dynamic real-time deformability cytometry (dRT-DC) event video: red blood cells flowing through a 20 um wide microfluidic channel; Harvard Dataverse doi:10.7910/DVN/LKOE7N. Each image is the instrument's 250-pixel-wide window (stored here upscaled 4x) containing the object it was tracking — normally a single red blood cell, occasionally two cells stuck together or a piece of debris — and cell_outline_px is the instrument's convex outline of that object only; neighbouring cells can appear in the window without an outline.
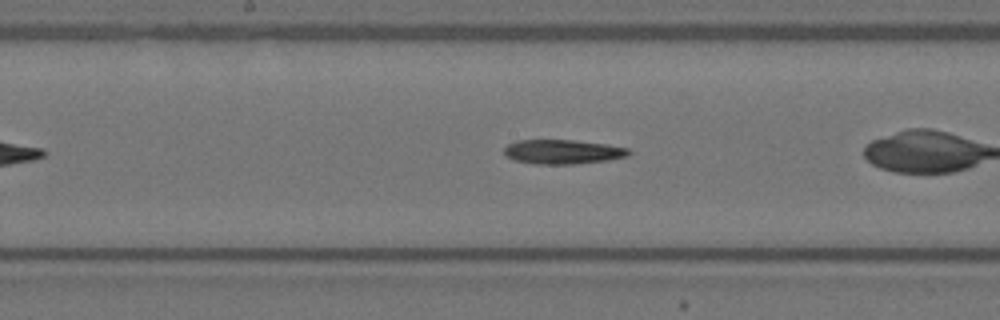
{"species": "Egyptian fruit bat (a non-hibernating species)", "species_latin": "Rousettus aegyptiacus", "temperature_condition": "warm", "stored_images_in_passage": 41, "segment_of_instrument_passage": [1, 2], "camera_frame_rate_fps": 3000, "um_per_image_px": 0.085, "animal": {"sex": "female"}, "frame": {"image": 1, "passage_image": 12, "time_ms": 3.667, "image_size_px": [1000, 320], "cell_outline_px": [[632, 152], [628, 156], [608, 160], [572, 164], [536, 164], [516, 160], [504, 156], [504, 148], [508, 144], [516, 140], [572, 140], [604, 144], [628, 148]], "centroid_in_image_um": [47.81, 12.9], "position_along_channel_um": 200.4, "area_um2": 17.63}}